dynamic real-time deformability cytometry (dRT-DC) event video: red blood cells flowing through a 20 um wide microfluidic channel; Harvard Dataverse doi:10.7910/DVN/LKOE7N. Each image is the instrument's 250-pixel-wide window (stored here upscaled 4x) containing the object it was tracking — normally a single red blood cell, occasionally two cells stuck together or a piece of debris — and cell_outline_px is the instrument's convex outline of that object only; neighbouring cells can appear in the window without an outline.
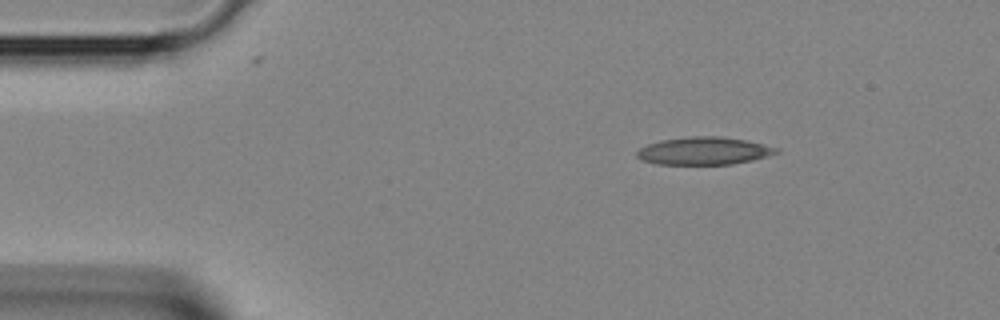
{"species": "Egyptian fruit bat (a non-hibernating species)", "species_latin": "Rousettus aegyptiacus", "temperature_condition": "room temperature", "stored_images_in_passage": 2, "camera_frame_rate_fps": 3000, "um_per_image_px": 0.085, "animal": {"sex": "female"}, "frame": {"image": 1, "passage_image": 1, "time_ms": 0.0, "image_size_px": [1000, 320], "cell_outline_px": [[780, 152], [768, 156], [752, 160], [732, 164], [656, 164], [640, 160], [636, 156], [636, 152], [640, 148], [648, 144], [660, 140], [692, 136], [720, 136], [748, 140], [780, 148]], "centroid_in_image_um": [59.85, 12.82], "position_along_channel_um": 25.2, "area_um2": 22.66}}